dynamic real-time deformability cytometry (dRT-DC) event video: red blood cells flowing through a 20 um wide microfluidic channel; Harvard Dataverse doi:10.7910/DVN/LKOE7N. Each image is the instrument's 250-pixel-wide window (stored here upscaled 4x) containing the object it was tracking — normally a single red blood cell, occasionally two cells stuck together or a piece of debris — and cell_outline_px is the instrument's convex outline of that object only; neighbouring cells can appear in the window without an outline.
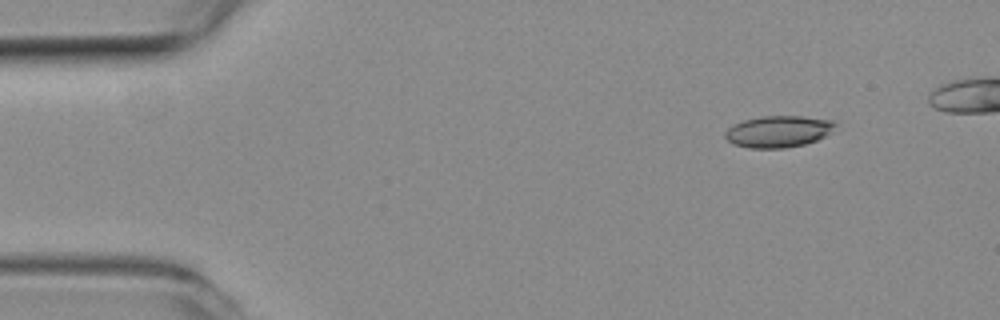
{"species": "common noctule bat (a hibernating species)", "species_latin": "Nyctalus noctula", "temperature_condition": "room temperature", "stored_images_in_passage": 42, "camera_frame_rate_fps": 3000, "um_per_image_px": 0.085, "animal": {"sex": "female", "body_mass_g": 19.3, "forearm_length_mm": 54.1}, "frame": {"image": 1, "passage_image": 1, "time_ms": 0.0, "image_size_px": [1000, 320], "cell_outline_px": [[836, 124], [824, 136], [816, 140], [804, 144], [784, 148], [748, 148], [732, 144], [724, 136], [724, 132], [732, 124], [744, 120], [760, 116], [800, 116], [836, 120]], "centroid_in_image_um": [66.11, 11.17], "position_along_channel_um": 18.9, "area_um2": 20.29}}
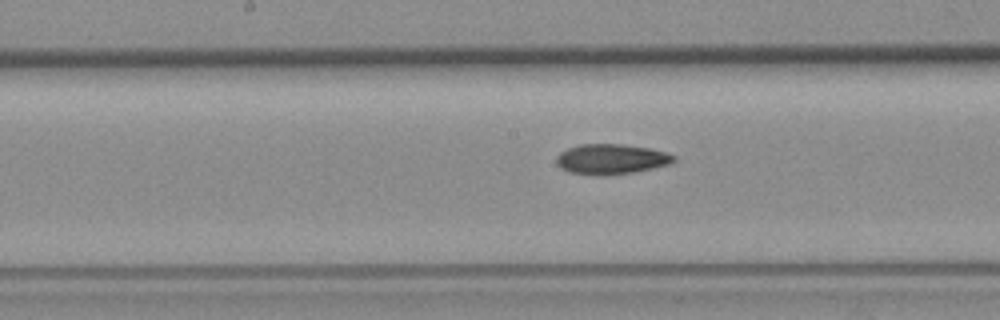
{"frame": {"image": 2, "passage_image": 21, "time_ms": 6.667, "image_size_px": [1000, 320], "cell_outline_px": [[676, 160], [668, 164], [636, 172], [604, 176], [596, 176], [568, 172], [560, 168], [556, 164], [556, 156], [560, 152], [568, 148], [580, 144], [620, 144], [648, 148], [664, 152], [676, 156]], "centroid_in_image_um": [51.9, 13.54], "position_along_channel_um": 196.3, "area_um2": 20.81}}
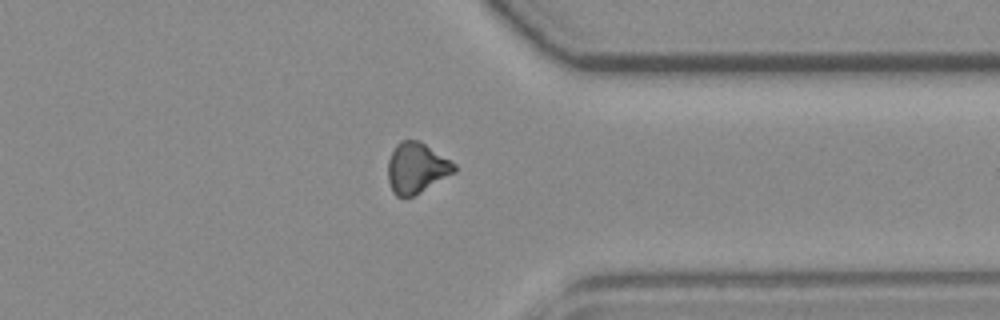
{"frame": {"image": 3, "passage_image": 35, "time_ms": 11.333, "image_size_px": [1000, 320], "cell_outline_px": [[456, 172], [420, 192], [412, 196], [396, 196], [392, 192], [388, 180], [388, 160], [396, 144], [400, 140], [420, 140], [456, 164]], "centroid_in_image_um": [35.4, 14.26], "position_along_channel_um": 376.0, "area_um2": 19.54}}